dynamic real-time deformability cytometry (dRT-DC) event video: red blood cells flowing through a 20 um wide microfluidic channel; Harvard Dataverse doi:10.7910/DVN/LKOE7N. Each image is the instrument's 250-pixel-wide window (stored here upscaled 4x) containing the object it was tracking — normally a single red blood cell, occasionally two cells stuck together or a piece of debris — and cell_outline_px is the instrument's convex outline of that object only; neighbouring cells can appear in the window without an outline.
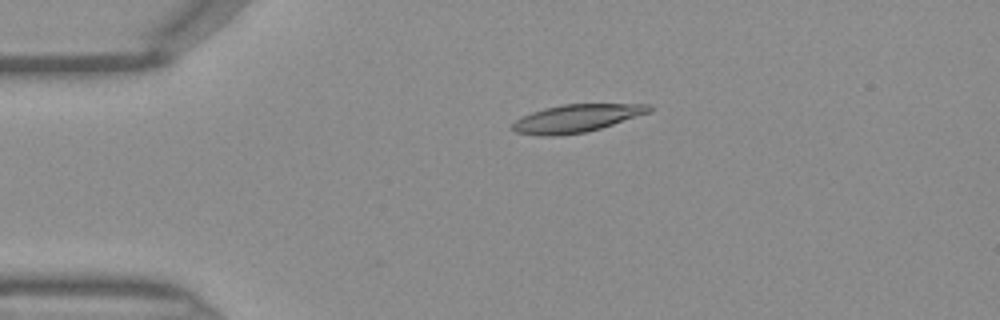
{"species": "Egyptian fruit bat (a non-hibernating species)", "species_latin": "Rousettus aegyptiacus", "temperature_condition": "warm", "stored_images_in_passage": 42, "camera_frame_rate_fps": 3000, "um_per_image_px": 0.085, "frame": {"image": 1, "passage_image": 6, "time_ms": 1.667, "image_size_px": [1000, 320], "cell_outline_px": [[652, 112], [600, 128], [584, 132], [556, 136], [536, 136], [516, 132], [508, 128], [520, 116], [544, 108], [564, 104], [652, 104]], "centroid_in_image_um": [48.97, 10.06], "position_along_channel_um": 36.0, "area_um2": 22.31}}
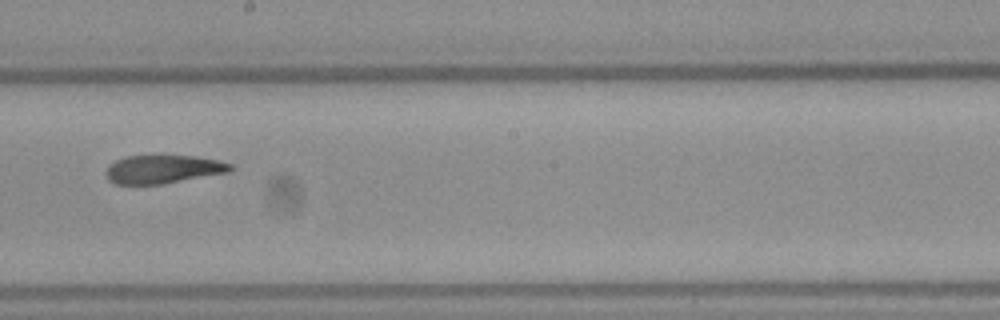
{"frame": {"image": 2, "passage_image": 22, "time_ms": 7.0, "image_size_px": [1000, 320], "cell_outline_px": [[232, 168], [228, 172], [160, 184], [116, 184], [108, 180], [108, 168], [116, 160], [124, 156], [160, 152], [196, 156], [216, 160], [232, 164]], "centroid_in_image_um": [13.85, 14.32], "position_along_channel_um": 234.3, "area_um2": 21.1}}
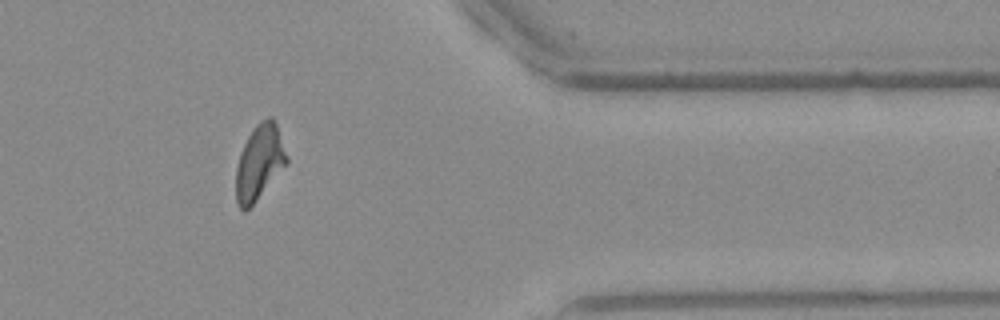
{"frame": {"image": 3, "passage_image": 34, "time_ms": 11.0, "image_size_px": [1000, 320], "cell_outline_px": [[288, 164], [256, 200], [244, 212], [240, 208], [236, 200], [236, 168], [240, 152], [252, 128], [260, 120], [268, 116], [272, 116], [276, 124], [288, 156]], "centroid_in_image_um": [22.05, 13.77], "position_along_channel_um": 389.3, "area_um2": 22.2}}